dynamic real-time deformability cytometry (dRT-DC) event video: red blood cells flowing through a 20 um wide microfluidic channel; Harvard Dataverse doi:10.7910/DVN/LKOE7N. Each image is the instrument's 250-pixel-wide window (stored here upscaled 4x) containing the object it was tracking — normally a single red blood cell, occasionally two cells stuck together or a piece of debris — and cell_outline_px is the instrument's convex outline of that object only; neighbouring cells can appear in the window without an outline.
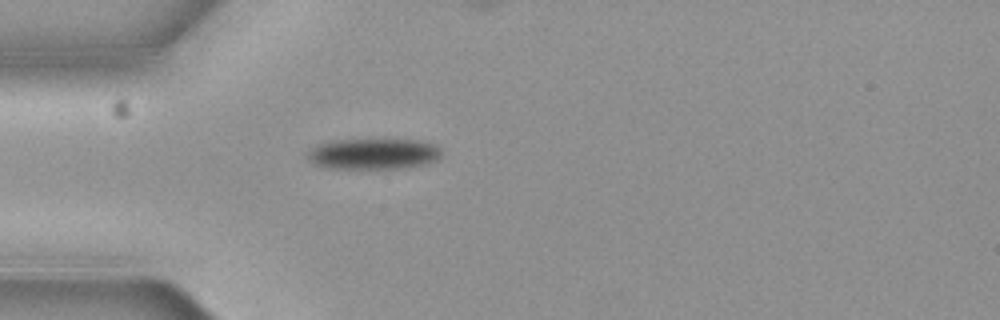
{"species": "common noctule bat (a hibernating species)", "species_latin": "Nyctalus noctula", "temperature_condition": "cold", "stored_images_in_passage": 5, "camera_frame_rate_fps": 3000, "um_per_image_px": 0.085, "animal": {"sex": "female", "body_mass_g": 19.3, "forearm_length_mm": 54.1}, "frame": {"image": 1, "passage_image": 5, "time_ms": 1.333, "image_size_px": [1000, 320], "cell_outline_px": [[440, 156], [436, 160], [428, 164], [396, 168], [332, 168], [316, 164], [308, 160], [304, 152], [316, 144], [332, 140], [412, 140], [432, 144], [440, 152]], "centroid_in_image_um": [31.64, 13.08], "position_along_channel_um": 53.4, "area_um2": 23.81}}